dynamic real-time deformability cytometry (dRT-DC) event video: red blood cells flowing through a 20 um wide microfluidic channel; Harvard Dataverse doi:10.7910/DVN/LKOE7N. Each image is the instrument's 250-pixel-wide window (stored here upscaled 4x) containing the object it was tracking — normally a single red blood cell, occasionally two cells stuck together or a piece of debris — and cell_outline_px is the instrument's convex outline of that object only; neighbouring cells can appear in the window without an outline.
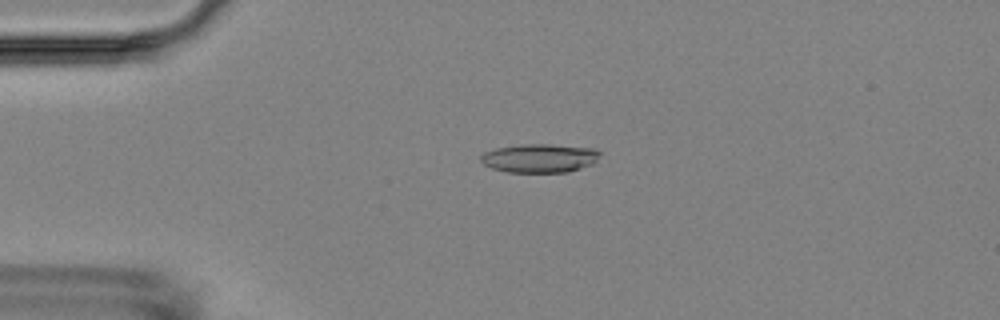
{"species": "Egyptian fruit bat (a non-hibernating species)", "species_latin": "Rousettus aegyptiacus", "temperature_condition": "room temperature", "stored_images_in_passage": 4, "camera_frame_rate_fps": 3000, "um_per_image_px": 0.085, "animal": {"sex": "female"}, "frame": {"image": 1, "passage_image": 3, "time_ms": 3.333, "image_size_px": [1000, 320], "cell_outline_px": [[600, 152], [596, 160], [592, 164], [568, 172], [508, 172], [492, 168], [484, 164], [480, 160], [480, 156], [484, 152], [496, 148], [524, 144], [548, 144], [592, 148]], "centroid_in_image_um": [45.84, 13.44], "position_along_channel_um": 39.2, "area_um2": 19.77}}